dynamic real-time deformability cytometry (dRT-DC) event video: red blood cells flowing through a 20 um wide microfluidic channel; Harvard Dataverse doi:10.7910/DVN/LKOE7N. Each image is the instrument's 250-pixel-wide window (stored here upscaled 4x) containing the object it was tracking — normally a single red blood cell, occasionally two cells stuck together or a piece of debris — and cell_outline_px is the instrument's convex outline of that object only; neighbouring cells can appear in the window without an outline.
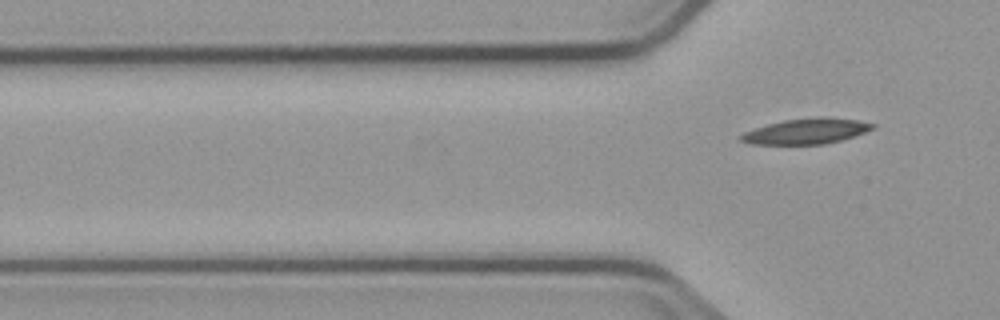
{"species": "common noctule bat (a hibernating species)", "species_latin": "Nyctalus noctula", "temperature_condition": "cold", "stored_images_in_passage": 3, "camera_frame_rate_fps": 3000, "um_per_image_px": 0.085, "animal": {"sex": "male", "body_mass_g": 23.1, "forearm_length_mm": 52.7}, "frame": {"image": 1, "passage_image": 3, "time_ms": 2.333, "image_size_px": [1000, 320], "cell_outline_px": [[876, 128], [840, 140], [824, 144], [752, 144], [740, 140], [736, 136], [744, 132], [768, 124], [784, 120], [816, 116], [824, 116], [856, 120], [876, 124]], "centroid_in_image_um": [68.52, 11.14], "position_along_channel_um": 57.3, "area_um2": 19.54}}